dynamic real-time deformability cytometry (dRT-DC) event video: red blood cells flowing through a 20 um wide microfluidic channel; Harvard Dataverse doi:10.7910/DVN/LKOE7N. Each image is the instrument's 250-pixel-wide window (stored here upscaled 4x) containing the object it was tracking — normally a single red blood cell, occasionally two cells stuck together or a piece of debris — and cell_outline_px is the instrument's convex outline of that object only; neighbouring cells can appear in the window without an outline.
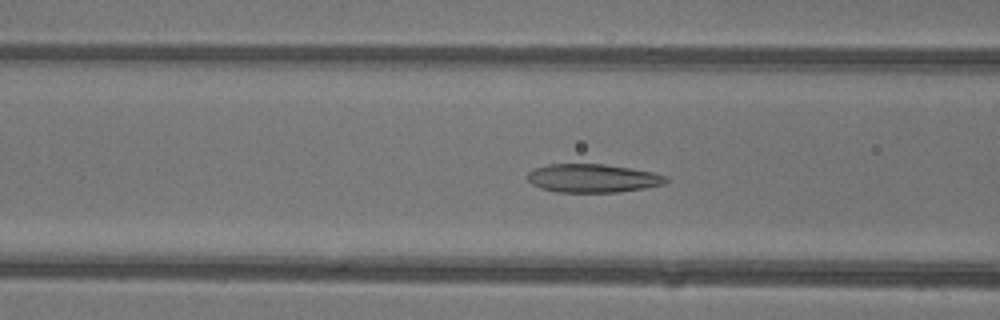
{"species": "common noctule bat (a hibernating species)", "species_latin": "Nyctalus noctula", "temperature_condition": "warm", "stored_images_in_passage": 50, "camera_frame_rate_fps": 3000, "um_per_image_px": 0.085, "animal": {"sex": "female"}, "frame": {"image": 1, "passage_image": 22, "time_ms": 7.0, "image_size_px": [1000, 320], "cell_outline_px": [[668, 180], [664, 184], [644, 188], [616, 192], [556, 192], [540, 188], [532, 184], [528, 180], [528, 172], [536, 168], [548, 164], [604, 164], [656, 172], [668, 176]], "centroid_in_image_um": [50.41, 15.15], "position_along_channel_um": 116.2, "area_um2": 23.0}}
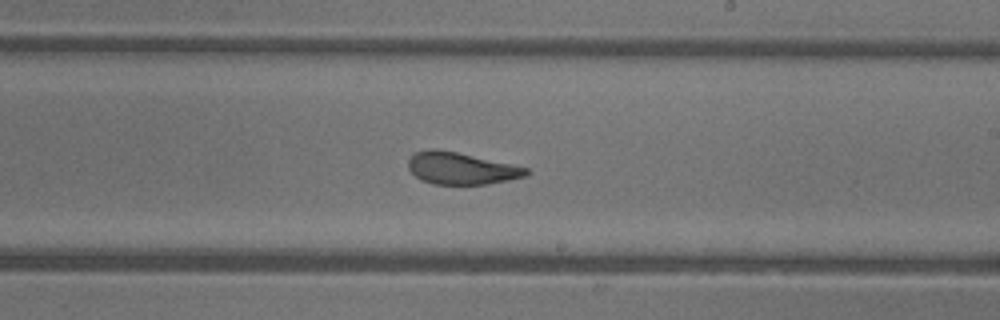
{"frame": {"image": 2, "passage_image": 31, "time_ms": 10.0, "image_size_px": [1000, 320], "cell_outline_px": [[532, 172], [528, 176], [488, 184], [432, 184], [420, 180], [408, 168], [408, 160], [412, 152], [432, 148], [456, 152], [512, 164], [528, 168]], "centroid_in_image_um": [39.19, 14.31], "position_along_channel_um": 249.8, "area_um2": 22.14}}
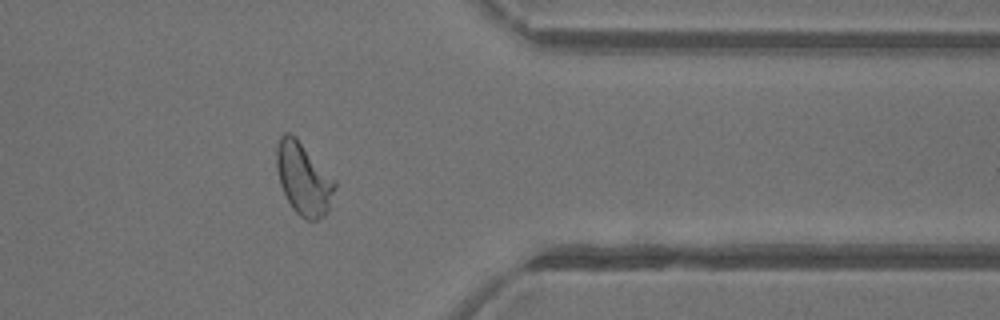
{"frame": {"image": 3, "passage_image": 41, "time_ms": 13.333, "image_size_px": [1000, 320], "cell_outline_px": [[336, 188], [328, 208], [324, 216], [316, 220], [308, 220], [300, 216], [292, 208], [280, 184], [276, 168], [276, 144], [280, 136], [284, 132], [288, 132], [296, 136], [336, 180]], "centroid_in_image_um": [25.79, 15.15], "position_along_channel_um": 385.6, "area_um2": 24.68}, "authors_computed_cell_mechanics": {"area_um2": 24.4783, "velocity_mm_per_s": 4.4473, "shape_relaxation_time_tau1_ms": 3.3518, "shape_relaxation_time_tau2_ms": 1.5585, "deformation_change_tau1": 0.148, "deformation_change_tau2": 0.0914}}